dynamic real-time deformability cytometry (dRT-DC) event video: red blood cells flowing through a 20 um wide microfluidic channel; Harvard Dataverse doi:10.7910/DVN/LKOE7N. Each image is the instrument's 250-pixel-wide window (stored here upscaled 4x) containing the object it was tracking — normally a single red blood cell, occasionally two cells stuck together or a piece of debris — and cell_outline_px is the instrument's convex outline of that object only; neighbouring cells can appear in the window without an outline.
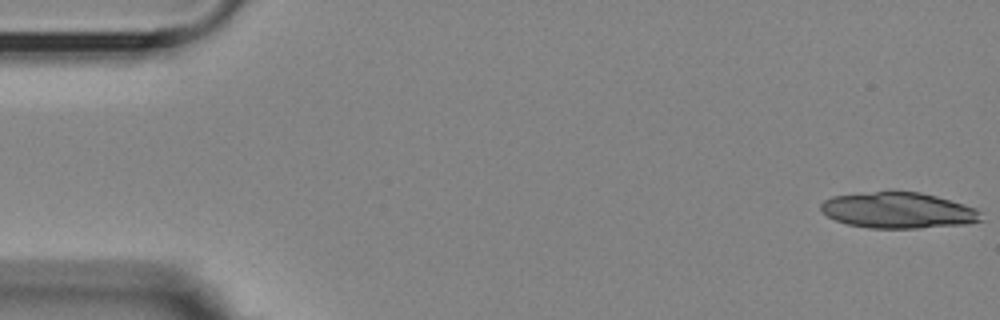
{"species": "Egyptian fruit bat (a non-hibernating species)", "species_latin": "Rousettus aegyptiacus", "temperature_condition": "room temperature", "stored_images_in_passage": 11, "camera_frame_rate_fps": 3000, "um_per_image_px": 0.085, "animal": {"sex": "female"}, "frame": {"image": 1, "passage_image": 1, "time_ms": 0.0, "image_size_px": [1000, 320], "cell_outline_px": [[984, 220], [968, 224], [920, 228], [868, 228], [848, 224], [836, 220], [828, 216], [820, 208], [820, 204], [824, 200], [832, 196], [892, 188], [920, 192], [936, 196], [964, 204], [976, 208], [984, 212]], "centroid_in_image_um": [76.39, 17.84], "position_along_channel_um": 8.6, "area_um2": 34.62}}